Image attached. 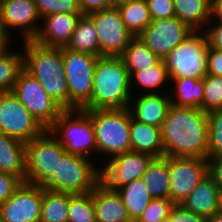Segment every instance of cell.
I'll list each match as a JSON object with an SVG mask.
<instances>
[{
  "instance_id": "6da1fadb",
  "label": "cell",
  "mask_w": 222,
  "mask_h": 222,
  "mask_svg": "<svg viewBox=\"0 0 222 222\" xmlns=\"http://www.w3.org/2000/svg\"><path fill=\"white\" fill-rule=\"evenodd\" d=\"M161 140L164 156L207 159V112L171 104L161 127Z\"/></svg>"
},
{
  "instance_id": "7a4b0ae2",
  "label": "cell",
  "mask_w": 222,
  "mask_h": 222,
  "mask_svg": "<svg viewBox=\"0 0 222 222\" xmlns=\"http://www.w3.org/2000/svg\"><path fill=\"white\" fill-rule=\"evenodd\" d=\"M24 47L23 68L41 83L57 104L69 110L62 47H47L34 40H25Z\"/></svg>"
},
{
  "instance_id": "3957f363",
  "label": "cell",
  "mask_w": 222,
  "mask_h": 222,
  "mask_svg": "<svg viewBox=\"0 0 222 222\" xmlns=\"http://www.w3.org/2000/svg\"><path fill=\"white\" fill-rule=\"evenodd\" d=\"M132 95L129 72L122 59L101 56L94 68L91 100L82 109H126Z\"/></svg>"
},
{
  "instance_id": "277c9868",
  "label": "cell",
  "mask_w": 222,
  "mask_h": 222,
  "mask_svg": "<svg viewBox=\"0 0 222 222\" xmlns=\"http://www.w3.org/2000/svg\"><path fill=\"white\" fill-rule=\"evenodd\" d=\"M92 119L97 153L112 157L131 151V114L126 109L85 110Z\"/></svg>"
},
{
  "instance_id": "5b68a950",
  "label": "cell",
  "mask_w": 222,
  "mask_h": 222,
  "mask_svg": "<svg viewBox=\"0 0 222 222\" xmlns=\"http://www.w3.org/2000/svg\"><path fill=\"white\" fill-rule=\"evenodd\" d=\"M48 130L68 154L86 158L97 154L93 122L83 109L64 110Z\"/></svg>"
},
{
  "instance_id": "8992f818",
  "label": "cell",
  "mask_w": 222,
  "mask_h": 222,
  "mask_svg": "<svg viewBox=\"0 0 222 222\" xmlns=\"http://www.w3.org/2000/svg\"><path fill=\"white\" fill-rule=\"evenodd\" d=\"M91 161L86 157L66 153L59 161L56 173L42 186L70 194L92 192L102 182V172Z\"/></svg>"
},
{
  "instance_id": "52a82bcc",
  "label": "cell",
  "mask_w": 222,
  "mask_h": 222,
  "mask_svg": "<svg viewBox=\"0 0 222 222\" xmlns=\"http://www.w3.org/2000/svg\"><path fill=\"white\" fill-rule=\"evenodd\" d=\"M207 51L205 33L193 31L163 59L170 79H203L207 75Z\"/></svg>"
},
{
  "instance_id": "ba28073f",
  "label": "cell",
  "mask_w": 222,
  "mask_h": 222,
  "mask_svg": "<svg viewBox=\"0 0 222 222\" xmlns=\"http://www.w3.org/2000/svg\"><path fill=\"white\" fill-rule=\"evenodd\" d=\"M62 57L69 92V110L82 109L91 100L98 56L62 47Z\"/></svg>"
},
{
  "instance_id": "9c48e42d",
  "label": "cell",
  "mask_w": 222,
  "mask_h": 222,
  "mask_svg": "<svg viewBox=\"0 0 222 222\" xmlns=\"http://www.w3.org/2000/svg\"><path fill=\"white\" fill-rule=\"evenodd\" d=\"M67 152L49 131L26 143V182L43 185Z\"/></svg>"
},
{
  "instance_id": "30bf717a",
  "label": "cell",
  "mask_w": 222,
  "mask_h": 222,
  "mask_svg": "<svg viewBox=\"0 0 222 222\" xmlns=\"http://www.w3.org/2000/svg\"><path fill=\"white\" fill-rule=\"evenodd\" d=\"M12 92L45 130H48L64 111L48 95L41 83L24 68L20 71Z\"/></svg>"
},
{
  "instance_id": "8fae6325",
  "label": "cell",
  "mask_w": 222,
  "mask_h": 222,
  "mask_svg": "<svg viewBox=\"0 0 222 222\" xmlns=\"http://www.w3.org/2000/svg\"><path fill=\"white\" fill-rule=\"evenodd\" d=\"M44 131L12 91L0 93V133L27 143Z\"/></svg>"
},
{
  "instance_id": "7c38bea8",
  "label": "cell",
  "mask_w": 222,
  "mask_h": 222,
  "mask_svg": "<svg viewBox=\"0 0 222 222\" xmlns=\"http://www.w3.org/2000/svg\"><path fill=\"white\" fill-rule=\"evenodd\" d=\"M92 19L99 41V57H119L134 38L124 25L117 8H108L88 14Z\"/></svg>"
},
{
  "instance_id": "4fadbf2b",
  "label": "cell",
  "mask_w": 222,
  "mask_h": 222,
  "mask_svg": "<svg viewBox=\"0 0 222 222\" xmlns=\"http://www.w3.org/2000/svg\"><path fill=\"white\" fill-rule=\"evenodd\" d=\"M169 199L174 204L182 201L208 175V161L198 157H168Z\"/></svg>"
},
{
  "instance_id": "5bb4252c",
  "label": "cell",
  "mask_w": 222,
  "mask_h": 222,
  "mask_svg": "<svg viewBox=\"0 0 222 222\" xmlns=\"http://www.w3.org/2000/svg\"><path fill=\"white\" fill-rule=\"evenodd\" d=\"M193 30L176 16L152 20L149 26L138 36L160 59L181 44Z\"/></svg>"
},
{
  "instance_id": "9a60e30c",
  "label": "cell",
  "mask_w": 222,
  "mask_h": 222,
  "mask_svg": "<svg viewBox=\"0 0 222 222\" xmlns=\"http://www.w3.org/2000/svg\"><path fill=\"white\" fill-rule=\"evenodd\" d=\"M42 185L21 183L14 193L0 205L4 222H40Z\"/></svg>"
},
{
  "instance_id": "2e32d148",
  "label": "cell",
  "mask_w": 222,
  "mask_h": 222,
  "mask_svg": "<svg viewBox=\"0 0 222 222\" xmlns=\"http://www.w3.org/2000/svg\"><path fill=\"white\" fill-rule=\"evenodd\" d=\"M154 157L148 153L129 151L107 160L101 169L102 182L112 190L142 177Z\"/></svg>"
},
{
  "instance_id": "e0dca14e",
  "label": "cell",
  "mask_w": 222,
  "mask_h": 222,
  "mask_svg": "<svg viewBox=\"0 0 222 222\" xmlns=\"http://www.w3.org/2000/svg\"><path fill=\"white\" fill-rule=\"evenodd\" d=\"M0 17L3 30L9 37L12 36L10 29L19 28L24 41L33 40L41 28L38 22L42 18L34 0H0Z\"/></svg>"
},
{
  "instance_id": "ac0fdd59",
  "label": "cell",
  "mask_w": 222,
  "mask_h": 222,
  "mask_svg": "<svg viewBox=\"0 0 222 222\" xmlns=\"http://www.w3.org/2000/svg\"><path fill=\"white\" fill-rule=\"evenodd\" d=\"M81 15L83 14L55 13L43 17L44 25L33 40L47 47H66Z\"/></svg>"
},
{
  "instance_id": "d6986e66",
  "label": "cell",
  "mask_w": 222,
  "mask_h": 222,
  "mask_svg": "<svg viewBox=\"0 0 222 222\" xmlns=\"http://www.w3.org/2000/svg\"><path fill=\"white\" fill-rule=\"evenodd\" d=\"M170 95L159 93H142L140 96H132L128 109L133 119L152 125L158 128L162 127L169 107L171 106Z\"/></svg>"
},
{
  "instance_id": "ffe728a7",
  "label": "cell",
  "mask_w": 222,
  "mask_h": 222,
  "mask_svg": "<svg viewBox=\"0 0 222 222\" xmlns=\"http://www.w3.org/2000/svg\"><path fill=\"white\" fill-rule=\"evenodd\" d=\"M91 193L96 222H132L117 191L101 182Z\"/></svg>"
},
{
  "instance_id": "44dd1931",
  "label": "cell",
  "mask_w": 222,
  "mask_h": 222,
  "mask_svg": "<svg viewBox=\"0 0 222 222\" xmlns=\"http://www.w3.org/2000/svg\"><path fill=\"white\" fill-rule=\"evenodd\" d=\"M219 191V187L208 174L182 201L181 205L188 211L209 218L218 212Z\"/></svg>"
},
{
  "instance_id": "7402d4cb",
  "label": "cell",
  "mask_w": 222,
  "mask_h": 222,
  "mask_svg": "<svg viewBox=\"0 0 222 222\" xmlns=\"http://www.w3.org/2000/svg\"><path fill=\"white\" fill-rule=\"evenodd\" d=\"M0 171L26 182V143L0 133Z\"/></svg>"
},
{
  "instance_id": "603a6c76",
  "label": "cell",
  "mask_w": 222,
  "mask_h": 222,
  "mask_svg": "<svg viewBox=\"0 0 222 222\" xmlns=\"http://www.w3.org/2000/svg\"><path fill=\"white\" fill-rule=\"evenodd\" d=\"M131 151L148 153L153 157L164 156L161 140V128L147 125L131 117L130 122Z\"/></svg>"
},
{
  "instance_id": "cb8c5ba5",
  "label": "cell",
  "mask_w": 222,
  "mask_h": 222,
  "mask_svg": "<svg viewBox=\"0 0 222 222\" xmlns=\"http://www.w3.org/2000/svg\"><path fill=\"white\" fill-rule=\"evenodd\" d=\"M175 16L187 24L193 31H202V27L211 18V0H173Z\"/></svg>"
},
{
  "instance_id": "d4e9b609",
  "label": "cell",
  "mask_w": 222,
  "mask_h": 222,
  "mask_svg": "<svg viewBox=\"0 0 222 222\" xmlns=\"http://www.w3.org/2000/svg\"><path fill=\"white\" fill-rule=\"evenodd\" d=\"M152 198L169 199L168 156L154 157L142 175Z\"/></svg>"
},
{
  "instance_id": "484cf974",
  "label": "cell",
  "mask_w": 222,
  "mask_h": 222,
  "mask_svg": "<svg viewBox=\"0 0 222 222\" xmlns=\"http://www.w3.org/2000/svg\"><path fill=\"white\" fill-rule=\"evenodd\" d=\"M126 207L128 216L135 222L153 199L142 177L116 190Z\"/></svg>"
},
{
  "instance_id": "4316f807",
  "label": "cell",
  "mask_w": 222,
  "mask_h": 222,
  "mask_svg": "<svg viewBox=\"0 0 222 222\" xmlns=\"http://www.w3.org/2000/svg\"><path fill=\"white\" fill-rule=\"evenodd\" d=\"M66 48L99 57L98 33L92 19L88 15H81L77 21L71 40Z\"/></svg>"
},
{
  "instance_id": "83f0119b",
  "label": "cell",
  "mask_w": 222,
  "mask_h": 222,
  "mask_svg": "<svg viewBox=\"0 0 222 222\" xmlns=\"http://www.w3.org/2000/svg\"><path fill=\"white\" fill-rule=\"evenodd\" d=\"M175 85L174 98H170L171 103L179 107L199 108L203 110L204 85L203 79L181 78L170 79Z\"/></svg>"
},
{
  "instance_id": "f1b7e54d",
  "label": "cell",
  "mask_w": 222,
  "mask_h": 222,
  "mask_svg": "<svg viewBox=\"0 0 222 222\" xmlns=\"http://www.w3.org/2000/svg\"><path fill=\"white\" fill-rule=\"evenodd\" d=\"M129 72H138L155 66L161 59L139 38L134 37L119 56Z\"/></svg>"
},
{
  "instance_id": "f546056e",
  "label": "cell",
  "mask_w": 222,
  "mask_h": 222,
  "mask_svg": "<svg viewBox=\"0 0 222 222\" xmlns=\"http://www.w3.org/2000/svg\"><path fill=\"white\" fill-rule=\"evenodd\" d=\"M69 193L42 186L40 222H68Z\"/></svg>"
},
{
  "instance_id": "4dcf8cb0",
  "label": "cell",
  "mask_w": 222,
  "mask_h": 222,
  "mask_svg": "<svg viewBox=\"0 0 222 222\" xmlns=\"http://www.w3.org/2000/svg\"><path fill=\"white\" fill-rule=\"evenodd\" d=\"M121 19L134 37H138L151 23L146 0H137L117 8Z\"/></svg>"
},
{
  "instance_id": "1f68e13d",
  "label": "cell",
  "mask_w": 222,
  "mask_h": 222,
  "mask_svg": "<svg viewBox=\"0 0 222 222\" xmlns=\"http://www.w3.org/2000/svg\"><path fill=\"white\" fill-rule=\"evenodd\" d=\"M130 89L132 93V87L133 82L135 81V85L138 86V88H142L147 90L143 93L151 94L155 93L156 89L161 88L164 83H167L166 81L170 80V75L168 72V69L166 67L165 61L161 59L155 66L146 68L144 70L133 72L130 76Z\"/></svg>"
},
{
  "instance_id": "d6a6232c",
  "label": "cell",
  "mask_w": 222,
  "mask_h": 222,
  "mask_svg": "<svg viewBox=\"0 0 222 222\" xmlns=\"http://www.w3.org/2000/svg\"><path fill=\"white\" fill-rule=\"evenodd\" d=\"M8 47L0 51V93L13 91L23 69V52H10Z\"/></svg>"
},
{
  "instance_id": "836d02e7",
  "label": "cell",
  "mask_w": 222,
  "mask_h": 222,
  "mask_svg": "<svg viewBox=\"0 0 222 222\" xmlns=\"http://www.w3.org/2000/svg\"><path fill=\"white\" fill-rule=\"evenodd\" d=\"M68 222H96L92 193L70 194Z\"/></svg>"
},
{
  "instance_id": "e575fe53",
  "label": "cell",
  "mask_w": 222,
  "mask_h": 222,
  "mask_svg": "<svg viewBox=\"0 0 222 222\" xmlns=\"http://www.w3.org/2000/svg\"><path fill=\"white\" fill-rule=\"evenodd\" d=\"M209 157L222 156V109L207 113Z\"/></svg>"
},
{
  "instance_id": "d590c367",
  "label": "cell",
  "mask_w": 222,
  "mask_h": 222,
  "mask_svg": "<svg viewBox=\"0 0 222 222\" xmlns=\"http://www.w3.org/2000/svg\"><path fill=\"white\" fill-rule=\"evenodd\" d=\"M204 96L203 111L210 112L222 109V77L207 74L203 78Z\"/></svg>"
},
{
  "instance_id": "8d00e7d4",
  "label": "cell",
  "mask_w": 222,
  "mask_h": 222,
  "mask_svg": "<svg viewBox=\"0 0 222 222\" xmlns=\"http://www.w3.org/2000/svg\"><path fill=\"white\" fill-rule=\"evenodd\" d=\"M174 205L170 199L154 198L135 222H164Z\"/></svg>"
},
{
  "instance_id": "74e56055",
  "label": "cell",
  "mask_w": 222,
  "mask_h": 222,
  "mask_svg": "<svg viewBox=\"0 0 222 222\" xmlns=\"http://www.w3.org/2000/svg\"><path fill=\"white\" fill-rule=\"evenodd\" d=\"M41 18L55 13L82 14L78 0H34Z\"/></svg>"
},
{
  "instance_id": "f35d334b",
  "label": "cell",
  "mask_w": 222,
  "mask_h": 222,
  "mask_svg": "<svg viewBox=\"0 0 222 222\" xmlns=\"http://www.w3.org/2000/svg\"><path fill=\"white\" fill-rule=\"evenodd\" d=\"M152 20L175 16L173 0H146Z\"/></svg>"
},
{
  "instance_id": "ab89813d",
  "label": "cell",
  "mask_w": 222,
  "mask_h": 222,
  "mask_svg": "<svg viewBox=\"0 0 222 222\" xmlns=\"http://www.w3.org/2000/svg\"><path fill=\"white\" fill-rule=\"evenodd\" d=\"M21 183L17 177L0 171V205L14 193Z\"/></svg>"
},
{
  "instance_id": "60d3db41",
  "label": "cell",
  "mask_w": 222,
  "mask_h": 222,
  "mask_svg": "<svg viewBox=\"0 0 222 222\" xmlns=\"http://www.w3.org/2000/svg\"><path fill=\"white\" fill-rule=\"evenodd\" d=\"M170 217L175 219V222H208V218L188 211L181 204L172 207Z\"/></svg>"
},
{
  "instance_id": "b9f144b4",
  "label": "cell",
  "mask_w": 222,
  "mask_h": 222,
  "mask_svg": "<svg viewBox=\"0 0 222 222\" xmlns=\"http://www.w3.org/2000/svg\"><path fill=\"white\" fill-rule=\"evenodd\" d=\"M207 74L222 77V51L208 47Z\"/></svg>"
},
{
  "instance_id": "7bdbcfd3",
  "label": "cell",
  "mask_w": 222,
  "mask_h": 222,
  "mask_svg": "<svg viewBox=\"0 0 222 222\" xmlns=\"http://www.w3.org/2000/svg\"><path fill=\"white\" fill-rule=\"evenodd\" d=\"M209 28H203L206 29L203 32L205 33L208 47L221 50L222 51V23L217 22L214 23L212 27L207 24Z\"/></svg>"
},
{
  "instance_id": "ee69618b",
  "label": "cell",
  "mask_w": 222,
  "mask_h": 222,
  "mask_svg": "<svg viewBox=\"0 0 222 222\" xmlns=\"http://www.w3.org/2000/svg\"><path fill=\"white\" fill-rule=\"evenodd\" d=\"M83 15L110 8L109 0H78Z\"/></svg>"
},
{
  "instance_id": "f6af8a7d",
  "label": "cell",
  "mask_w": 222,
  "mask_h": 222,
  "mask_svg": "<svg viewBox=\"0 0 222 222\" xmlns=\"http://www.w3.org/2000/svg\"><path fill=\"white\" fill-rule=\"evenodd\" d=\"M208 174L213 178L219 189H222V156L209 157Z\"/></svg>"
},
{
  "instance_id": "bcb514c9",
  "label": "cell",
  "mask_w": 222,
  "mask_h": 222,
  "mask_svg": "<svg viewBox=\"0 0 222 222\" xmlns=\"http://www.w3.org/2000/svg\"><path fill=\"white\" fill-rule=\"evenodd\" d=\"M222 23V0H211V18L209 25L213 24V21ZM212 22V23H211Z\"/></svg>"
},
{
  "instance_id": "7dc6e473",
  "label": "cell",
  "mask_w": 222,
  "mask_h": 222,
  "mask_svg": "<svg viewBox=\"0 0 222 222\" xmlns=\"http://www.w3.org/2000/svg\"><path fill=\"white\" fill-rule=\"evenodd\" d=\"M11 37H9L5 31L3 30L2 24H1V17H0V51L4 49L6 46H9Z\"/></svg>"
},
{
  "instance_id": "c3c4849f",
  "label": "cell",
  "mask_w": 222,
  "mask_h": 222,
  "mask_svg": "<svg viewBox=\"0 0 222 222\" xmlns=\"http://www.w3.org/2000/svg\"><path fill=\"white\" fill-rule=\"evenodd\" d=\"M111 8H119L122 5L128 4L137 0H109Z\"/></svg>"
},
{
  "instance_id": "681fc988",
  "label": "cell",
  "mask_w": 222,
  "mask_h": 222,
  "mask_svg": "<svg viewBox=\"0 0 222 222\" xmlns=\"http://www.w3.org/2000/svg\"><path fill=\"white\" fill-rule=\"evenodd\" d=\"M208 222H222V212L218 211L208 218Z\"/></svg>"
},
{
  "instance_id": "f907efd6",
  "label": "cell",
  "mask_w": 222,
  "mask_h": 222,
  "mask_svg": "<svg viewBox=\"0 0 222 222\" xmlns=\"http://www.w3.org/2000/svg\"><path fill=\"white\" fill-rule=\"evenodd\" d=\"M218 202H219L218 211L222 212V189H220V191H219V200H218Z\"/></svg>"
},
{
  "instance_id": "816d5d0a",
  "label": "cell",
  "mask_w": 222,
  "mask_h": 222,
  "mask_svg": "<svg viewBox=\"0 0 222 222\" xmlns=\"http://www.w3.org/2000/svg\"><path fill=\"white\" fill-rule=\"evenodd\" d=\"M164 222H175V219H172L170 216Z\"/></svg>"
}]
</instances>
